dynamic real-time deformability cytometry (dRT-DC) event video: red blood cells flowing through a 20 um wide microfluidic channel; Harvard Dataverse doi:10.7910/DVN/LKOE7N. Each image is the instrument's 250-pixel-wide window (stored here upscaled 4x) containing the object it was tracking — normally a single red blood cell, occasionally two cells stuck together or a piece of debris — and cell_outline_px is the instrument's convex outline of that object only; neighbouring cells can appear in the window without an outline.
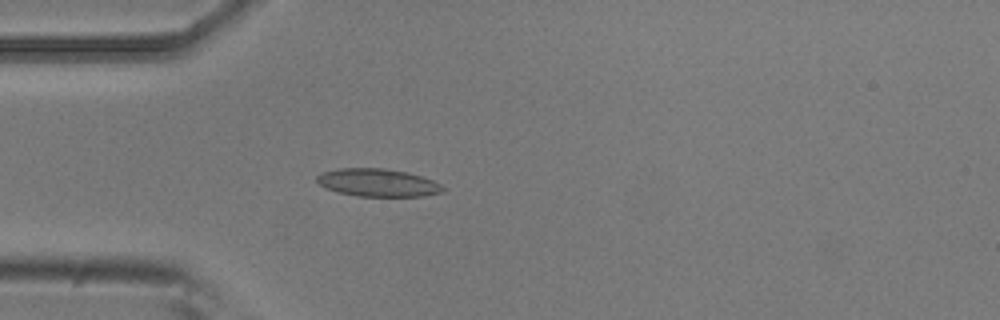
{"species": "common noctule bat (a hibernating species)", "species_latin": "Nyctalus noctula", "temperature_condition": "room temperature", "stored_images_in_passage": 4, "camera_frame_rate_fps": 3000, "um_per_image_px": 0.085, "animal": {"sex": "male", "body_mass_g": 20.5, "forearm_length_mm": 52.5}, "frame": {"image": 1, "passage_image": 4, "time_ms": 1.0, "image_size_px": [1000, 320], "cell_outline_px": [[444, 192], [424, 196], [356, 196], [340, 192], [328, 188], [320, 184], [316, 180], [316, 176], [320, 172], [336, 168], [384, 168], [404, 172], [420, 176], [432, 180], [440, 184], [444, 188]], "centroid_in_image_um": [32.09, 15.52], "position_along_channel_um": 52.9, "area_um2": 20.29}}